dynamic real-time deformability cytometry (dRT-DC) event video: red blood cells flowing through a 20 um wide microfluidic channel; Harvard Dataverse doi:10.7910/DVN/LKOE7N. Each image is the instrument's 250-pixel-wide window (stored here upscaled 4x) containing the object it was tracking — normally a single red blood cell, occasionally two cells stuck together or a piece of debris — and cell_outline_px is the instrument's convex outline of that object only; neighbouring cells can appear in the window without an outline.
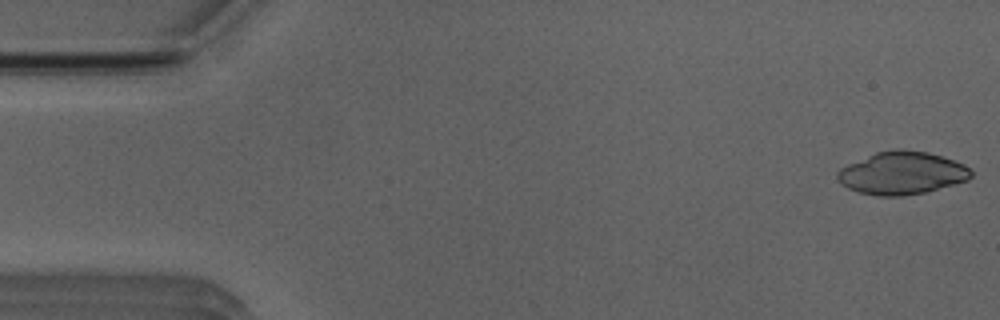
{"species": "Egyptian fruit bat (a non-hibernating species)", "species_latin": "Rousettus aegyptiacus", "temperature_condition": "room temperature", "stored_images_in_passage": 38, "camera_frame_rate_fps": 3000, "um_per_image_px": 0.085, "animal": {"sex": "male"}, "frame": {"image": 1, "passage_image": 1, "time_ms": 0.0, "image_size_px": [1000, 320], "cell_outline_px": [[972, 176], [968, 180], [924, 192], [904, 196], [880, 196], [860, 192], [848, 188], [836, 176], [836, 172], [840, 168], [848, 164], [876, 152], [896, 148], [904, 148], [928, 152], [952, 160], [968, 168], [972, 172]], "centroid_in_image_um": [76.64, 14.7], "position_along_channel_um": 8.4, "area_um2": 32.95}, "authors_computed_cell_mechanics": {"area_um2": 21.5016, "velocity_mm_per_s": 3.9509, "shape_relaxation_time_tau1_ms": 1.826, "shape_relaxation_time_tau2_ms": 3.2297, "deformation_change_tau1": 0.2946, "deformation_change_tau2": 0.1209}}